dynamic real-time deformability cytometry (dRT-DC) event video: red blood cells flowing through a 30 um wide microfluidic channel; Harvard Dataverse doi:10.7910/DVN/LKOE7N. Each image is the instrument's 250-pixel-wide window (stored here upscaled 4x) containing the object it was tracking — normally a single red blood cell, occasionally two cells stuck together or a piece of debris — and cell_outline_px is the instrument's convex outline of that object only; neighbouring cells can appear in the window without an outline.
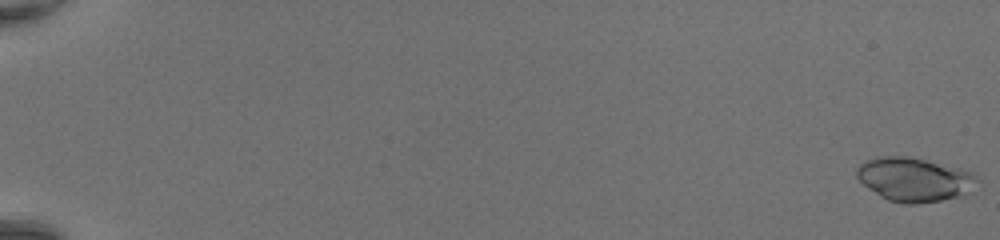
{"species": "common noctule bat (a hibernating species)", "species_latin": "Nyctalus noctula", "temperature_condition": "room temperature", "stored_images_in_passage": 50, "camera_frame_rate_fps": 3000, "um_per_image_px": 0.085, "animal": {"sex": "female", "body_mass_g": 20.0, "forearm_length_mm": 54.0}, "frame": {"image": 1, "passage_image": 1, "time_ms": 0.0, "image_size_px": [1000, 240], "cell_outline_px": [[980, 180], [960, 196], [940, 200], [916, 204], [904, 204], [888, 200], [880, 196], [868, 188], [856, 176], [856, 168], [864, 160], [876, 156], [912, 156], [960, 168], [972, 172]], "centroid_in_image_um": [77.67, 15.23], "position_along_channel_um": 7.3, "area_um2": 30.87}}
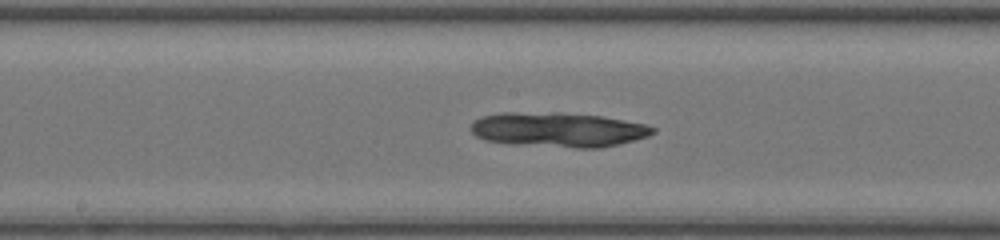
{"frame": {"image": 2, "passage_image": 29, "time_ms": 9.333, "image_size_px": [1000, 240], "cell_outline_px": [[656, 132], [648, 136], [620, 144], [600, 148], [576, 148], [512, 144], [484, 140], [476, 136], [472, 132], [472, 120], [480, 116], [500, 112], [560, 112], [604, 116], [644, 124], [656, 128]], "centroid_in_image_um": [47.43, 11.01], "position_along_channel_um": 200.8, "area_um2": 37.22}}
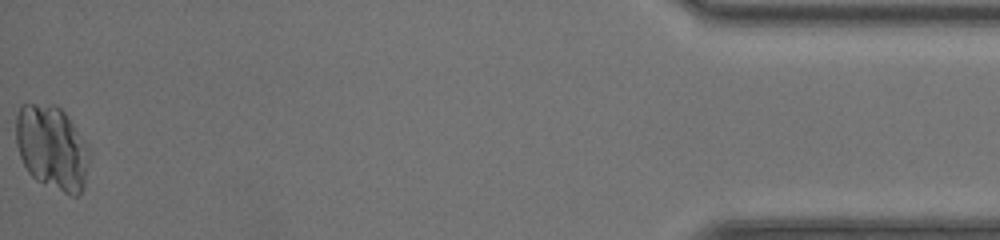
{"frame": {"image": 3, "passage_image": 50, "time_ms": 16.333, "image_size_px": [1000, 240], "cell_outline_px": [[88, 164], [84, 188], [76, 196], [68, 196], [36, 180], [28, 172], [20, 156], [16, 144], [16, 116], [20, 104], [52, 104], [60, 108], [64, 112], [88, 144]], "centroid_in_image_um": [4.41, 12.57], "position_along_channel_um": 430.8, "area_um2": 36.24}}